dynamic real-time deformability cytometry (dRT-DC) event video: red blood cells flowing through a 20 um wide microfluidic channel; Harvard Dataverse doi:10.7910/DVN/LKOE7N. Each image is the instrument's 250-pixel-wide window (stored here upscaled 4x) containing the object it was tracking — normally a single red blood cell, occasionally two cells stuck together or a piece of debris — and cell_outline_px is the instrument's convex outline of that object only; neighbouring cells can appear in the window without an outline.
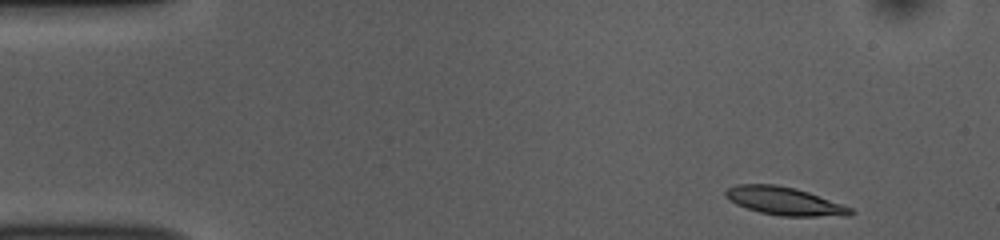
{"species": "common noctule bat (a hibernating species)", "species_latin": "Nyctalus noctula", "temperature_condition": "room temperature", "stored_images_in_passage": 48, "camera_frame_rate_fps": 3000, "um_per_image_px": 0.085, "animal": {"sex": "female", "body_mass_g": 10.0, "forearm_length_mm": 53.1}, "frame": {"image": 1, "passage_image": 1, "time_ms": 0.0, "image_size_px": [1000, 240], "cell_outline_px": [[856, 212], [848, 216], [780, 216], [760, 212], [736, 204], [724, 196], [724, 192], [728, 188], [736, 184], [776, 184], [796, 188], [808, 192], [852, 208]], "centroid_in_image_um": [66.67, 17.09], "position_along_channel_um": 18.3, "area_um2": 20.4}}
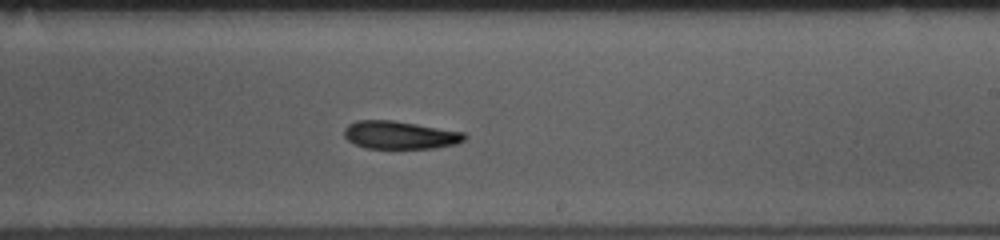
{"frame": {"image": 2, "passage_image": 27, "time_ms": 8.667, "image_size_px": [1000, 240], "cell_outline_px": [[468, 136], [464, 140], [456, 144], [432, 148], [364, 148], [348, 140], [344, 136], [344, 128], [348, 124], [356, 120], [392, 120], [464, 132]], "centroid_in_image_um": [33.98, 11.47], "position_along_channel_um": 255.0, "area_um2": 19.54}}
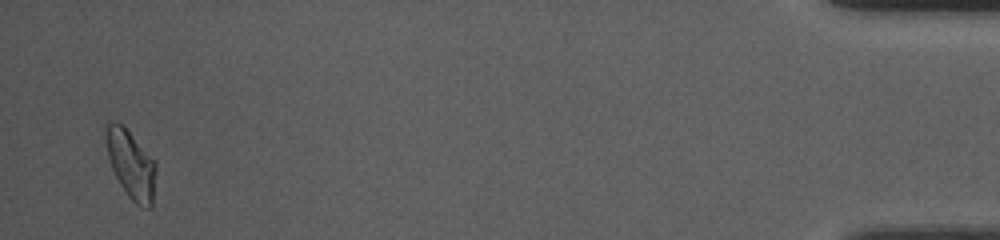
{"frame": {"image": 3, "passage_image": 47, "time_ms": 15.333, "image_size_px": [1000, 240], "cell_outline_px": [[156, 172], [152, 208], [140, 208], [128, 196], [120, 184], [112, 168], [108, 156], [104, 136], [104, 124], [112, 120], [116, 120], [156, 160]], "centroid_in_image_um": [11.13, 13.97], "position_along_channel_um": 424.1, "area_um2": 20.11}, "authors_computed_cell_mechanics": {"area_um2": 20.1722, "velocity_mm_per_s": 3.7754, "shape_relaxation_time_tau1_ms": 3.9518, "shape_relaxation_time_tau2_ms": 6.6818, "deformation_change_tau1": 0.133, "deformation_change_tau2": 0.1166}}